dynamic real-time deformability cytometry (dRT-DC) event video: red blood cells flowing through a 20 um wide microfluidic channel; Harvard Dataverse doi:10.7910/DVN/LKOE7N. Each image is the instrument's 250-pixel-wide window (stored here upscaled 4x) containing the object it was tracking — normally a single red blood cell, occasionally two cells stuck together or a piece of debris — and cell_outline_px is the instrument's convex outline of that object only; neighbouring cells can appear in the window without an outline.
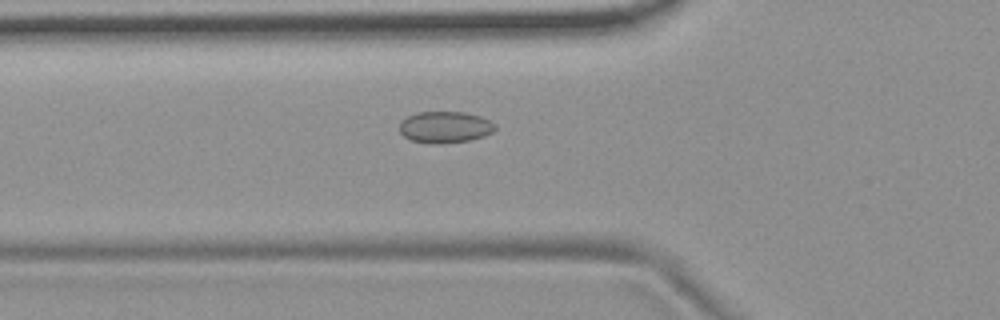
{"species": "common noctule bat (a hibernating species)", "species_latin": "Nyctalus noctula", "temperature_condition": "room temperature", "stored_images_in_passage": 5, "camera_frame_rate_fps": 3000, "um_per_image_px": 0.085, "animal": {"sex": "female", "body_mass_g": 19.9}, "frame": {"image": 1, "passage_image": 5, "time_ms": 1.333, "image_size_px": [1000, 320], "cell_outline_px": [[496, 128], [492, 132], [484, 136], [468, 140], [440, 144], [428, 144], [412, 140], [404, 136], [400, 132], [400, 120], [416, 112], [464, 112], [480, 116], [496, 124]], "centroid_in_image_um": [37.81, 10.81], "position_along_channel_um": 88.0, "area_um2": 17.63}}